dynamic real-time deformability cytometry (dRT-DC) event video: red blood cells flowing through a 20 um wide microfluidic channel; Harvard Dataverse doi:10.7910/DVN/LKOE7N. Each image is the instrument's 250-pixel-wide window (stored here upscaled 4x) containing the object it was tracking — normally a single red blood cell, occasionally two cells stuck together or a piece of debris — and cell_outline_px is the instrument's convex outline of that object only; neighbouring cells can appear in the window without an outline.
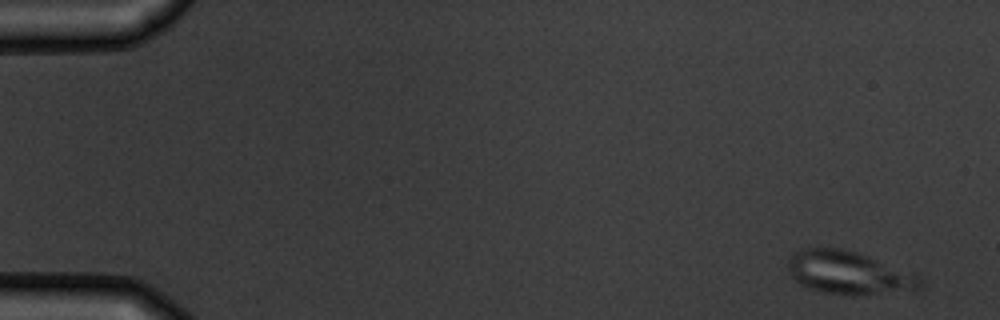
{"species": "common noctule bat (a hibernating species)", "species_latin": "Nyctalus noctula", "temperature_condition": "warm", "stored_images_in_passage": 5, "camera_frame_rate_fps": 3000, "um_per_image_px": 0.085, "animal": {"sex": "male", "body_mass_g": 19.5, "forearm_length_mm": 54.6}, "frame": {"image": 1, "passage_image": 1, "time_ms": 0.0, "image_size_px": [1000, 320], "cell_outline_px": [[924, 284], [920, 288], [912, 292], [852, 296], [824, 292], [808, 288], [800, 284], [792, 276], [788, 268], [788, 260], [796, 252], [804, 248], [840, 248], [856, 252], [868, 256], [920, 276]], "centroid_in_image_um": [72.2, 23.22], "position_along_channel_um": 12.8, "area_um2": 33.35}}